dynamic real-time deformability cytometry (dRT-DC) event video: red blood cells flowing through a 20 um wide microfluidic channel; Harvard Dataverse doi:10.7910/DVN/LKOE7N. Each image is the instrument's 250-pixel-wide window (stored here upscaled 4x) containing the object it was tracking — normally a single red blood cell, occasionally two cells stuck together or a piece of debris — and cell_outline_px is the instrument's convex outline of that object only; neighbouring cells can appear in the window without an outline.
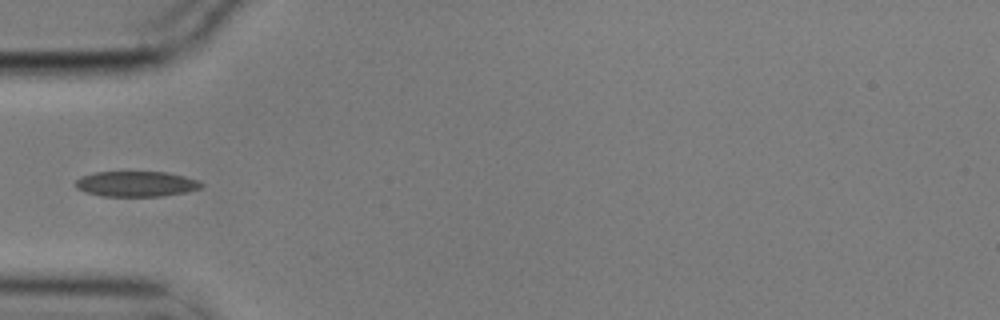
{"species": "common noctule bat (a hibernating species)", "species_latin": "Nyctalus noctula", "temperature_condition": "cold", "stored_images_in_passage": 1, "camera_frame_rate_fps": 3000, "um_per_image_px": 0.085, "animal": {"sex": "male", "body_mass_g": 17.9}, "frame": {"image": 1, "passage_image": 1, "time_ms": 0.0, "image_size_px": [1000, 320], "cell_outline_px": [[204, 184], [200, 188], [184, 192], [164, 196], [104, 196], [84, 192], [76, 188], [76, 180], [80, 176], [96, 172], [168, 172], [184, 176], [196, 180]], "centroid_in_image_um": [11.55, 15.63], "position_along_channel_um": 73.5, "area_um2": 18.55}}